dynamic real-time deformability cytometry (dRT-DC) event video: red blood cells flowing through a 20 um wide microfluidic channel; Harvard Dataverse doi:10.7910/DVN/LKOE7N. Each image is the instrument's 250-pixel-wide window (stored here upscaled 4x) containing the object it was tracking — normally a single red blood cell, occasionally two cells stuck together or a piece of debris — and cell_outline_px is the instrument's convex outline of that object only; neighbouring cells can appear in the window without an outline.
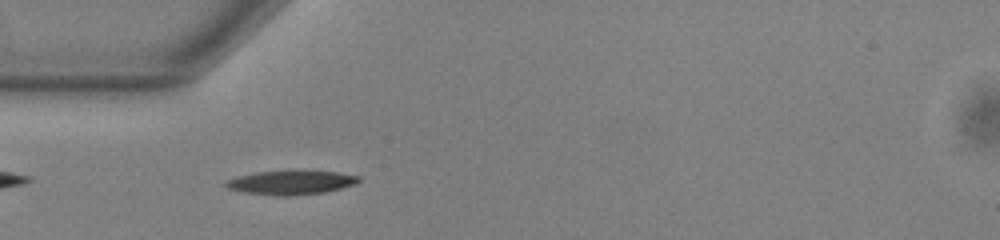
{"species": "common noctule bat (a hibernating species)", "species_latin": "Nyctalus noctula", "temperature_condition": "warm", "stored_images_in_passage": 38, "camera_frame_rate_fps": 3000, "um_per_image_px": 0.085, "animal": {"sex": "male", "body_mass_g": 13.0, "forearm_length_mm": 53.1}, "frame": {"image": 1, "passage_image": 1, "time_ms": 0.0, "image_size_px": [1000, 240], "cell_outline_px": [[360, 180], [356, 184], [324, 192], [296, 196], [280, 196], [244, 192], [228, 188], [224, 184], [224, 180], [256, 172], [336, 172], [360, 176]], "centroid_in_image_um": [24.73, 15.54], "position_along_channel_um": 60.3, "area_um2": 18.15}}
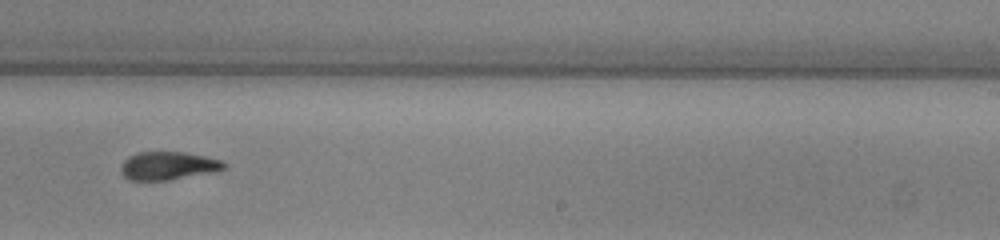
{"frame": {"image": 2, "passage_image": 18, "time_ms": 5.667, "image_size_px": [1000, 240], "cell_outline_px": [[228, 168], [168, 180], [128, 180], [120, 172], [120, 164], [128, 156], [136, 152], [184, 152], [204, 156], [220, 160], [228, 164]], "centroid_in_image_um": [14.23, 14.08], "position_along_channel_um": 274.8, "area_um2": 16.88}}
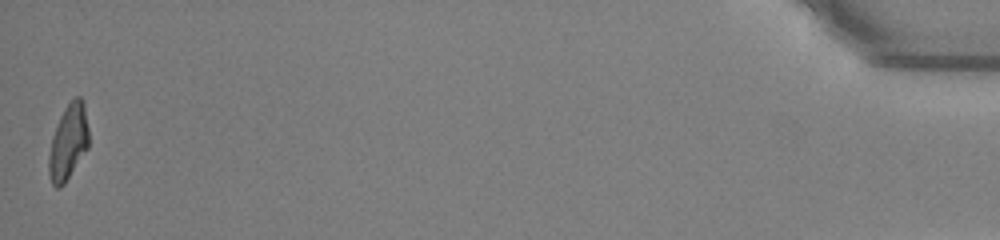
{"frame": {"image": 3, "passage_image": 38, "time_ms": 12.333, "image_size_px": [1000, 240], "cell_outline_px": [[88, 148], [64, 184], [60, 188], [56, 188], [52, 184], [48, 176], [48, 156], [52, 136], [60, 116], [64, 108], [76, 96], [80, 96], [84, 100], [88, 128]], "centroid_in_image_um": [5.79, 12.09], "position_along_channel_um": 429.4, "area_um2": 17.69}, "authors_computed_cell_mechanics": {"area_um2": 17.8891, "velocity_mm_per_s": 3.8267, "shape_relaxation_time_tau1_ms": 4.4894, "shape_relaxation_time_tau2_ms": 2.2948, "deformation_change_tau1": 0.1805, "deformation_change_tau2": 0.0985}}